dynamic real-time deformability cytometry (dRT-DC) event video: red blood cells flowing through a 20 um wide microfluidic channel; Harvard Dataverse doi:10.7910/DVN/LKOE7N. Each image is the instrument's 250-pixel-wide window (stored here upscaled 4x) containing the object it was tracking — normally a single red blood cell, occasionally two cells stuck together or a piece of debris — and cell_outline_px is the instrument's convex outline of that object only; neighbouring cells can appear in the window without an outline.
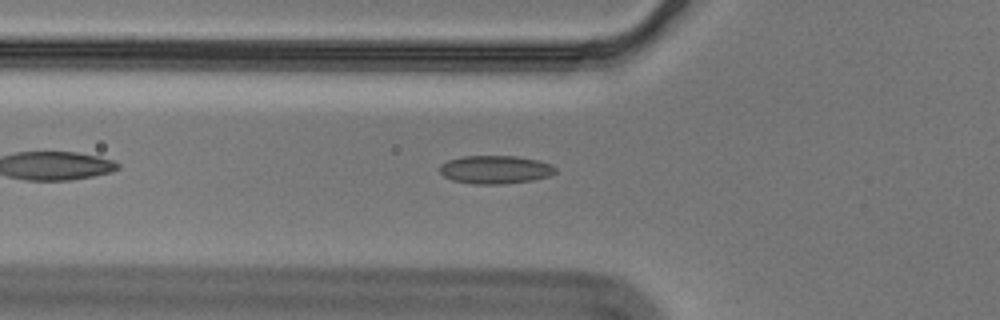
{"species": "Egyptian fruit bat (a non-hibernating species)", "species_latin": "Rousettus aegyptiacus", "temperature_condition": "cold", "stored_images_in_passage": 44, "camera_frame_rate_fps": 3000, "um_per_image_px": 0.085, "animal": {"sex": "male"}, "frame": {"image": 1, "passage_image": 8, "time_ms": 2.333, "image_size_px": [1000, 320], "cell_outline_px": [[556, 172], [548, 176], [532, 180], [500, 184], [472, 184], [452, 180], [444, 176], [440, 172], [440, 164], [448, 160], [460, 156], [516, 156], [540, 160], [552, 164], [556, 168]], "centroid_in_image_um": [42.09, 14.41], "position_along_channel_um": 83.7, "area_um2": 19.13}}
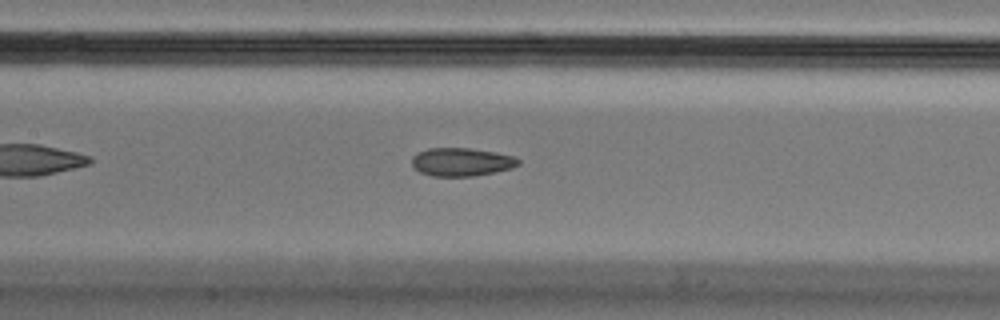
{"frame": {"image": 2, "passage_image": 15, "time_ms": 4.667, "image_size_px": [1000, 320], "cell_outline_px": [[520, 164], [512, 168], [472, 176], [432, 176], [420, 172], [412, 164], [412, 156], [428, 148], [472, 148], [496, 152], [516, 156], [520, 160]], "centroid_in_image_um": [39.26, 13.75], "position_along_channel_um": 168.1, "area_um2": 17.51}}
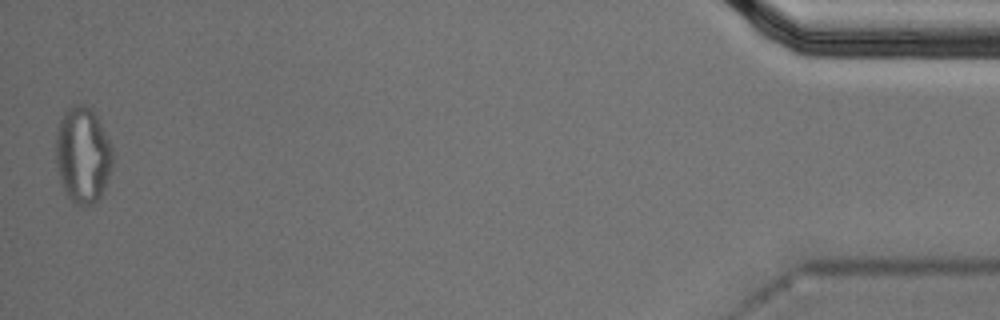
{"frame": {"image": 3, "passage_image": 44, "time_ms": 14.333, "image_size_px": [1000, 320], "cell_outline_px": [[112, 168], [108, 180], [100, 200], [92, 204], [72, 204], [60, 180], [56, 168], [56, 132], [60, 120], [64, 112], [68, 108], [76, 104], [84, 104], [92, 108], [112, 148]], "centroid_in_image_um": [7.03, 13.19], "position_along_channel_um": 428.2, "area_um2": 31.91}, "authors_computed_cell_mechanics": {"area_um2": 18.2937, "velocity_mm_per_s": 3.5712, "shape_relaxation_time_tau1_ms": null, "shape_relaxation_time_tau2_ms": 3.36, "deformation_change_tau1": null, "deformation_change_tau2": 0.0828}}